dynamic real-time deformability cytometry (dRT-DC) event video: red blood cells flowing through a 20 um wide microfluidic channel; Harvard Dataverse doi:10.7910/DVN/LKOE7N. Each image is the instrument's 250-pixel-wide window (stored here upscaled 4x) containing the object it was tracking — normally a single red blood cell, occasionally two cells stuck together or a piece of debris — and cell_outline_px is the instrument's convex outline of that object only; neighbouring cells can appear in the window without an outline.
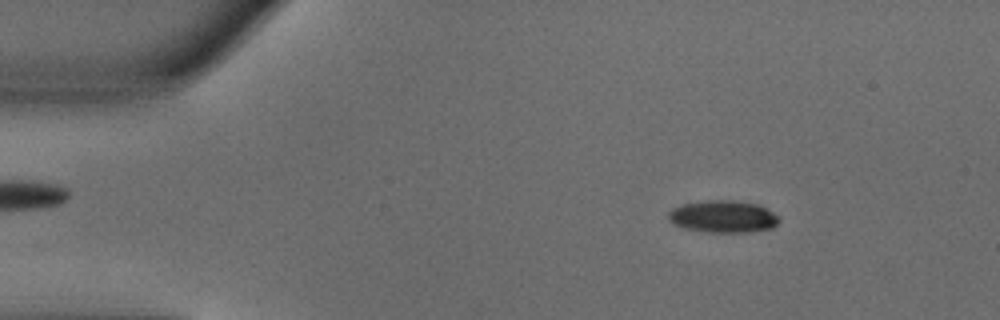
{"species": "common noctule bat (a hibernating species)", "species_latin": "Nyctalus noctula", "temperature_condition": "warm", "stored_images_in_passage": 50, "camera_frame_rate_fps": 3000, "um_per_image_px": 0.085, "animal": {"sex": "male", "body_mass_g": 18.8}, "frame": {"image": 1, "passage_image": 7, "time_ms": 2.0, "image_size_px": [1000, 320], "cell_outline_px": [[780, 220], [772, 228], [748, 232], [708, 232], [684, 228], [672, 224], [668, 220], [668, 212], [672, 208], [684, 204], [712, 200], [728, 200], [760, 204], [780, 216]], "centroid_in_image_um": [61.47, 18.41], "position_along_channel_um": 23.5, "area_um2": 20.81}}
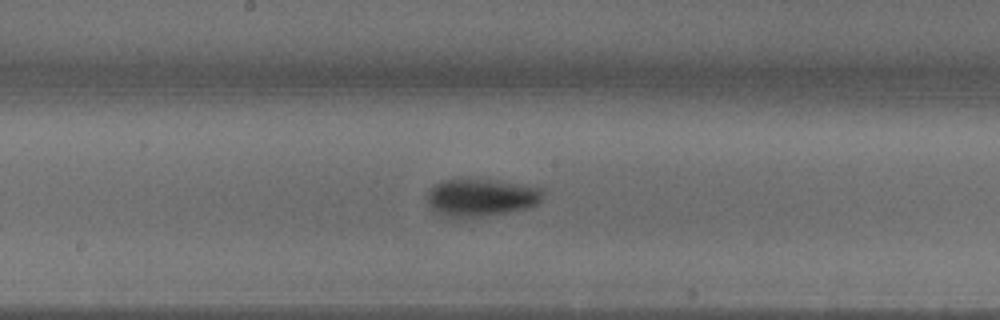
{"frame": {"image": 2, "passage_image": 26, "time_ms": 8.333, "image_size_px": [1000, 320], "cell_outline_px": [[544, 192], [540, 200], [536, 204], [528, 208], [480, 216], [452, 220], [436, 212], [428, 204], [428, 188], [444, 180], [496, 180], [520, 184], [540, 188]], "centroid_in_image_um": [40.84, 16.81], "position_along_channel_um": 207.4, "area_um2": 25.2}}
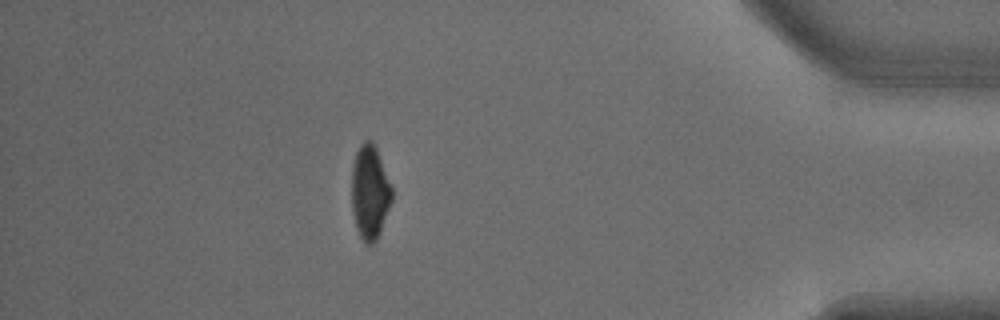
{"frame": {"image": 3, "passage_image": 44, "time_ms": 14.333, "image_size_px": [1000, 320], "cell_outline_px": [[392, 200], [380, 232], [376, 240], [372, 244], [364, 244], [356, 228], [352, 212], [352, 168], [356, 152], [360, 144], [364, 140], [372, 140], [376, 148], [392, 188]], "centroid_in_image_um": [31.42, 16.35], "position_along_channel_um": 403.8, "area_um2": 21.96}, "authors_computed_cell_mechanics": {"area_um2": 22.5131, "velocity_mm_per_s": 4.0182, "shape_relaxation_time_tau1_ms": 3.3149, "shape_relaxation_time_tau2_ms": 6.8484, "deformation_change_tau1": 0.1723, "deformation_change_tau2": 0.0821}}